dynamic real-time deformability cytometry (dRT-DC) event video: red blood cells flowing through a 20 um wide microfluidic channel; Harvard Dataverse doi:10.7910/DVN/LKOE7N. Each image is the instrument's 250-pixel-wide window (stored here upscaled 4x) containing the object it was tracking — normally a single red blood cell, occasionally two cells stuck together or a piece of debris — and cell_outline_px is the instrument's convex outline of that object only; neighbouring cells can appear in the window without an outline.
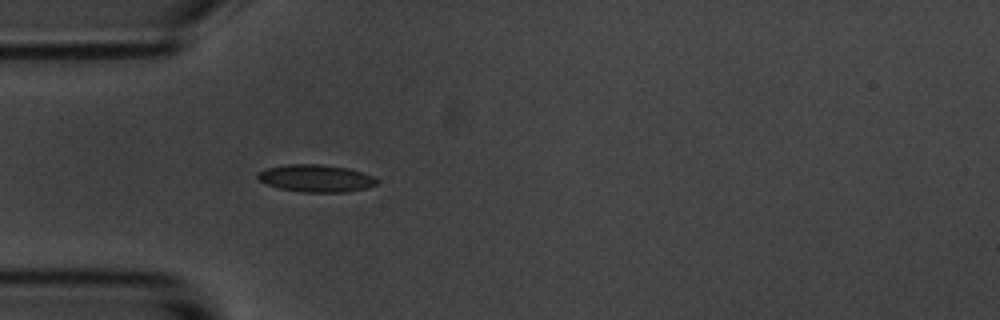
{"species": "common noctule bat (a hibernating species)", "species_latin": "Nyctalus noctula", "temperature_condition": "room temperature", "stored_images_in_passage": 3, "camera_frame_rate_fps": 3000, "um_per_image_px": 0.085, "animal": {"sex": "male", "body_mass_g": 20.1, "forearm_length_mm": 53.5}, "frame": {"image": 1, "passage_image": 3, "time_ms": 2.333, "image_size_px": [1000, 320], "cell_outline_px": [[380, 180], [376, 184], [368, 188], [344, 192], [300, 192], [280, 188], [264, 184], [256, 176], [256, 172], [268, 168], [284, 164], [324, 164], [348, 168], [372, 176]], "centroid_in_image_um": [26.83, 15.15], "position_along_channel_um": 58.2, "area_um2": 19.13}}